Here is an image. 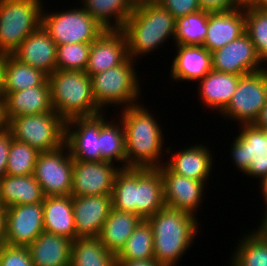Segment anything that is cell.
Listing matches in <instances>:
<instances>
[{"instance_id":"1","label":"cell","mask_w":267,"mask_h":266,"mask_svg":"<svg viewBox=\"0 0 267 266\" xmlns=\"http://www.w3.org/2000/svg\"><path fill=\"white\" fill-rule=\"evenodd\" d=\"M111 196L112 208L134 213L143 220L166 206L158 168H121Z\"/></svg>"},{"instance_id":"2","label":"cell","mask_w":267,"mask_h":266,"mask_svg":"<svg viewBox=\"0 0 267 266\" xmlns=\"http://www.w3.org/2000/svg\"><path fill=\"white\" fill-rule=\"evenodd\" d=\"M146 108L136 104L119 111L125 132L127 168H160L165 164L160 162L164 151L161 127Z\"/></svg>"},{"instance_id":"3","label":"cell","mask_w":267,"mask_h":266,"mask_svg":"<svg viewBox=\"0 0 267 266\" xmlns=\"http://www.w3.org/2000/svg\"><path fill=\"white\" fill-rule=\"evenodd\" d=\"M121 30L127 40L128 56L135 61L170 37L174 40L176 19L157 1H143L136 3Z\"/></svg>"},{"instance_id":"4","label":"cell","mask_w":267,"mask_h":266,"mask_svg":"<svg viewBox=\"0 0 267 266\" xmlns=\"http://www.w3.org/2000/svg\"><path fill=\"white\" fill-rule=\"evenodd\" d=\"M154 235V258L162 266H176L194 243L197 218L187 212L165 206L146 219Z\"/></svg>"},{"instance_id":"5","label":"cell","mask_w":267,"mask_h":266,"mask_svg":"<svg viewBox=\"0 0 267 266\" xmlns=\"http://www.w3.org/2000/svg\"><path fill=\"white\" fill-rule=\"evenodd\" d=\"M48 81L53 109L64 121L103 112L94 100L91 79L85 72L56 69Z\"/></svg>"},{"instance_id":"6","label":"cell","mask_w":267,"mask_h":266,"mask_svg":"<svg viewBox=\"0 0 267 266\" xmlns=\"http://www.w3.org/2000/svg\"><path fill=\"white\" fill-rule=\"evenodd\" d=\"M42 0H0V53L12 55L42 26Z\"/></svg>"},{"instance_id":"7","label":"cell","mask_w":267,"mask_h":266,"mask_svg":"<svg viewBox=\"0 0 267 266\" xmlns=\"http://www.w3.org/2000/svg\"><path fill=\"white\" fill-rule=\"evenodd\" d=\"M134 65L128 57L122 64L90 77L92 94L101 110L112 104H125L122 108L138 104L141 90Z\"/></svg>"},{"instance_id":"8","label":"cell","mask_w":267,"mask_h":266,"mask_svg":"<svg viewBox=\"0 0 267 266\" xmlns=\"http://www.w3.org/2000/svg\"><path fill=\"white\" fill-rule=\"evenodd\" d=\"M14 140L39 152L53 151L64 145L65 121L55 112L21 115L8 121Z\"/></svg>"},{"instance_id":"9","label":"cell","mask_w":267,"mask_h":266,"mask_svg":"<svg viewBox=\"0 0 267 266\" xmlns=\"http://www.w3.org/2000/svg\"><path fill=\"white\" fill-rule=\"evenodd\" d=\"M44 11L42 26L57 45L92 43L106 30L82 7L58 13Z\"/></svg>"},{"instance_id":"10","label":"cell","mask_w":267,"mask_h":266,"mask_svg":"<svg viewBox=\"0 0 267 266\" xmlns=\"http://www.w3.org/2000/svg\"><path fill=\"white\" fill-rule=\"evenodd\" d=\"M267 102V68L243 75L229 104L221 112L239 124H254Z\"/></svg>"},{"instance_id":"11","label":"cell","mask_w":267,"mask_h":266,"mask_svg":"<svg viewBox=\"0 0 267 266\" xmlns=\"http://www.w3.org/2000/svg\"><path fill=\"white\" fill-rule=\"evenodd\" d=\"M231 145V158L239 171L261 181L267 177V131L243 124Z\"/></svg>"},{"instance_id":"12","label":"cell","mask_w":267,"mask_h":266,"mask_svg":"<svg viewBox=\"0 0 267 266\" xmlns=\"http://www.w3.org/2000/svg\"><path fill=\"white\" fill-rule=\"evenodd\" d=\"M72 174L73 159L65 144L57 150L40 152L34 177L45 197L71 195Z\"/></svg>"},{"instance_id":"13","label":"cell","mask_w":267,"mask_h":266,"mask_svg":"<svg viewBox=\"0 0 267 266\" xmlns=\"http://www.w3.org/2000/svg\"><path fill=\"white\" fill-rule=\"evenodd\" d=\"M100 128L101 113L65 121L64 144L73 160L100 162Z\"/></svg>"},{"instance_id":"14","label":"cell","mask_w":267,"mask_h":266,"mask_svg":"<svg viewBox=\"0 0 267 266\" xmlns=\"http://www.w3.org/2000/svg\"><path fill=\"white\" fill-rule=\"evenodd\" d=\"M43 231V202L5 209L4 244L28 247Z\"/></svg>"},{"instance_id":"15","label":"cell","mask_w":267,"mask_h":266,"mask_svg":"<svg viewBox=\"0 0 267 266\" xmlns=\"http://www.w3.org/2000/svg\"><path fill=\"white\" fill-rule=\"evenodd\" d=\"M120 166L108 161L84 162L73 160L71 196L112 195Z\"/></svg>"},{"instance_id":"16","label":"cell","mask_w":267,"mask_h":266,"mask_svg":"<svg viewBox=\"0 0 267 266\" xmlns=\"http://www.w3.org/2000/svg\"><path fill=\"white\" fill-rule=\"evenodd\" d=\"M211 53L212 69L215 71L243 76L264 69L246 33Z\"/></svg>"},{"instance_id":"17","label":"cell","mask_w":267,"mask_h":266,"mask_svg":"<svg viewBox=\"0 0 267 266\" xmlns=\"http://www.w3.org/2000/svg\"><path fill=\"white\" fill-rule=\"evenodd\" d=\"M158 169L163 180L165 205L196 217L204 195V182L173 173L165 164Z\"/></svg>"},{"instance_id":"18","label":"cell","mask_w":267,"mask_h":266,"mask_svg":"<svg viewBox=\"0 0 267 266\" xmlns=\"http://www.w3.org/2000/svg\"><path fill=\"white\" fill-rule=\"evenodd\" d=\"M77 238L99 237L112 209L111 195L72 196Z\"/></svg>"},{"instance_id":"19","label":"cell","mask_w":267,"mask_h":266,"mask_svg":"<svg viewBox=\"0 0 267 266\" xmlns=\"http://www.w3.org/2000/svg\"><path fill=\"white\" fill-rule=\"evenodd\" d=\"M127 40L121 29H106L91 43L86 70L90 77L122 64L128 58Z\"/></svg>"},{"instance_id":"20","label":"cell","mask_w":267,"mask_h":266,"mask_svg":"<svg viewBox=\"0 0 267 266\" xmlns=\"http://www.w3.org/2000/svg\"><path fill=\"white\" fill-rule=\"evenodd\" d=\"M12 56L49 76L56 70L57 44L41 26L23 40Z\"/></svg>"},{"instance_id":"21","label":"cell","mask_w":267,"mask_h":266,"mask_svg":"<svg viewBox=\"0 0 267 266\" xmlns=\"http://www.w3.org/2000/svg\"><path fill=\"white\" fill-rule=\"evenodd\" d=\"M245 33V6L225 12H209L207 35L203 43L213 52Z\"/></svg>"},{"instance_id":"22","label":"cell","mask_w":267,"mask_h":266,"mask_svg":"<svg viewBox=\"0 0 267 266\" xmlns=\"http://www.w3.org/2000/svg\"><path fill=\"white\" fill-rule=\"evenodd\" d=\"M5 115L11 118L21 115L50 113L54 111L50 85H40L17 92H2Z\"/></svg>"},{"instance_id":"23","label":"cell","mask_w":267,"mask_h":266,"mask_svg":"<svg viewBox=\"0 0 267 266\" xmlns=\"http://www.w3.org/2000/svg\"><path fill=\"white\" fill-rule=\"evenodd\" d=\"M170 149L166 148V153L169 152L172 156L170 160H166L165 165L173 173L204 183L209 179L214 159L207 146L195 144L175 153H172Z\"/></svg>"},{"instance_id":"24","label":"cell","mask_w":267,"mask_h":266,"mask_svg":"<svg viewBox=\"0 0 267 266\" xmlns=\"http://www.w3.org/2000/svg\"><path fill=\"white\" fill-rule=\"evenodd\" d=\"M176 48L170 69L173 81H200L212 70V53L205 47L176 44Z\"/></svg>"},{"instance_id":"25","label":"cell","mask_w":267,"mask_h":266,"mask_svg":"<svg viewBox=\"0 0 267 266\" xmlns=\"http://www.w3.org/2000/svg\"><path fill=\"white\" fill-rule=\"evenodd\" d=\"M72 240L43 231L29 246L34 266H70Z\"/></svg>"},{"instance_id":"26","label":"cell","mask_w":267,"mask_h":266,"mask_svg":"<svg viewBox=\"0 0 267 266\" xmlns=\"http://www.w3.org/2000/svg\"><path fill=\"white\" fill-rule=\"evenodd\" d=\"M44 231L76 239L72 196H48L43 201Z\"/></svg>"},{"instance_id":"27","label":"cell","mask_w":267,"mask_h":266,"mask_svg":"<svg viewBox=\"0 0 267 266\" xmlns=\"http://www.w3.org/2000/svg\"><path fill=\"white\" fill-rule=\"evenodd\" d=\"M241 76L211 70L199 81L202 103L221 113L229 104Z\"/></svg>"},{"instance_id":"28","label":"cell","mask_w":267,"mask_h":266,"mask_svg":"<svg viewBox=\"0 0 267 266\" xmlns=\"http://www.w3.org/2000/svg\"><path fill=\"white\" fill-rule=\"evenodd\" d=\"M45 195L34 175L0 178V206L7 209L14 205L43 202Z\"/></svg>"},{"instance_id":"29","label":"cell","mask_w":267,"mask_h":266,"mask_svg":"<svg viewBox=\"0 0 267 266\" xmlns=\"http://www.w3.org/2000/svg\"><path fill=\"white\" fill-rule=\"evenodd\" d=\"M142 220L139 215L112 208L98 238L116 256Z\"/></svg>"},{"instance_id":"30","label":"cell","mask_w":267,"mask_h":266,"mask_svg":"<svg viewBox=\"0 0 267 266\" xmlns=\"http://www.w3.org/2000/svg\"><path fill=\"white\" fill-rule=\"evenodd\" d=\"M81 3L105 29H122L136 5L135 0H83Z\"/></svg>"},{"instance_id":"31","label":"cell","mask_w":267,"mask_h":266,"mask_svg":"<svg viewBox=\"0 0 267 266\" xmlns=\"http://www.w3.org/2000/svg\"><path fill=\"white\" fill-rule=\"evenodd\" d=\"M40 85H50L47 74L20 62L12 55H6L3 92H17Z\"/></svg>"},{"instance_id":"32","label":"cell","mask_w":267,"mask_h":266,"mask_svg":"<svg viewBox=\"0 0 267 266\" xmlns=\"http://www.w3.org/2000/svg\"><path fill=\"white\" fill-rule=\"evenodd\" d=\"M105 113H101L100 128V161H108L111 163L121 164V168H127L125 132L124 126L119 118L118 122L106 121ZM119 161V162H118Z\"/></svg>"},{"instance_id":"33","label":"cell","mask_w":267,"mask_h":266,"mask_svg":"<svg viewBox=\"0 0 267 266\" xmlns=\"http://www.w3.org/2000/svg\"><path fill=\"white\" fill-rule=\"evenodd\" d=\"M70 266H117L116 256L98 237L77 238L72 242Z\"/></svg>"},{"instance_id":"34","label":"cell","mask_w":267,"mask_h":266,"mask_svg":"<svg viewBox=\"0 0 267 266\" xmlns=\"http://www.w3.org/2000/svg\"><path fill=\"white\" fill-rule=\"evenodd\" d=\"M232 254L231 266H267V235L246 233Z\"/></svg>"},{"instance_id":"35","label":"cell","mask_w":267,"mask_h":266,"mask_svg":"<svg viewBox=\"0 0 267 266\" xmlns=\"http://www.w3.org/2000/svg\"><path fill=\"white\" fill-rule=\"evenodd\" d=\"M208 11L200 10L176 19L174 43L202 46L207 35Z\"/></svg>"},{"instance_id":"36","label":"cell","mask_w":267,"mask_h":266,"mask_svg":"<svg viewBox=\"0 0 267 266\" xmlns=\"http://www.w3.org/2000/svg\"><path fill=\"white\" fill-rule=\"evenodd\" d=\"M153 230L147 220H142L116 255V260H146L154 258Z\"/></svg>"},{"instance_id":"37","label":"cell","mask_w":267,"mask_h":266,"mask_svg":"<svg viewBox=\"0 0 267 266\" xmlns=\"http://www.w3.org/2000/svg\"><path fill=\"white\" fill-rule=\"evenodd\" d=\"M245 33L254 44L258 58L267 64V11L245 6Z\"/></svg>"},{"instance_id":"38","label":"cell","mask_w":267,"mask_h":266,"mask_svg":"<svg viewBox=\"0 0 267 266\" xmlns=\"http://www.w3.org/2000/svg\"><path fill=\"white\" fill-rule=\"evenodd\" d=\"M40 152L26 143L12 140L9 149L6 174L10 176L34 175Z\"/></svg>"},{"instance_id":"39","label":"cell","mask_w":267,"mask_h":266,"mask_svg":"<svg viewBox=\"0 0 267 266\" xmlns=\"http://www.w3.org/2000/svg\"><path fill=\"white\" fill-rule=\"evenodd\" d=\"M91 43L57 45L56 69L65 71L86 70Z\"/></svg>"},{"instance_id":"40","label":"cell","mask_w":267,"mask_h":266,"mask_svg":"<svg viewBox=\"0 0 267 266\" xmlns=\"http://www.w3.org/2000/svg\"><path fill=\"white\" fill-rule=\"evenodd\" d=\"M0 266H34L28 247L0 245Z\"/></svg>"},{"instance_id":"41","label":"cell","mask_w":267,"mask_h":266,"mask_svg":"<svg viewBox=\"0 0 267 266\" xmlns=\"http://www.w3.org/2000/svg\"><path fill=\"white\" fill-rule=\"evenodd\" d=\"M165 7L175 19L201 10L198 0H156Z\"/></svg>"},{"instance_id":"42","label":"cell","mask_w":267,"mask_h":266,"mask_svg":"<svg viewBox=\"0 0 267 266\" xmlns=\"http://www.w3.org/2000/svg\"><path fill=\"white\" fill-rule=\"evenodd\" d=\"M201 10L225 12L242 7L236 0H198Z\"/></svg>"},{"instance_id":"43","label":"cell","mask_w":267,"mask_h":266,"mask_svg":"<svg viewBox=\"0 0 267 266\" xmlns=\"http://www.w3.org/2000/svg\"><path fill=\"white\" fill-rule=\"evenodd\" d=\"M13 136L7 128L0 132V178L6 175L7 159Z\"/></svg>"},{"instance_id":"44","label":"cell","mask_w":267,"mask_h":266,"mask_svg":"<svg viewBox=\"0 0 267 266\" xmlns=\"http://www.w3.org/2000/svg\"><path fill=\"white\" fill-rule=\"evenodd\" d=\"M117 266H162L155 258L146 260H116Z\"/></svg>"},{"instance_id":"45","label":"cell","mask_w":267,"mask_h":266,"mask_svg":"<svg viewBox=\"0 0 267 266\" xmlns=\"http://www.w3.org/2000/svg\"><path fill=\"white\" fill-rule=\"evenodd\" d=\"M254 125L267 131V102L262 107L259 116L254 122Z\"/></svg>"},{"instance_id":"46","label":"cell","mask_w":267,"mask_h":266,"mask_svg":"<svg viewBox=\"0 0 267 266\" xmlns=\"http://www.w3.org/2000/svg\"><path fill=\"white\" fill-rule=\"evenodd\" d=\"M8 128V120L5 115V102L2 97H0V132Z\"/></svg>"},{"instance_id":"47","label":"cell","mask_w":267,"mask_h":266,"mask_svg":"<svg viewBox=\"0 0 267 266\" xmlns=\"http://www.w3.org/2000/svg\"><path fill=\"white\" fill-rule=\"evenodd\" d=\"M5 233V208L0 206V245L4 244Z\"/></svg>"},{"instance_id":"48","label":"cell","mask_w":267,"mask_h":266,"mask_svg":"<svg viewBox=\"0 0 267 266\" xmlns=\"http://www.w3.org/2000/svg\"><path fill=\"white\" fill-rule=\"evenodd\" d=\"M5 57H6V54L0 53V97H2V92H3Z\"/></svg>"},{"instance_id":"49","label":"cell","mask_w":267,"mask_h":266,"mask_svg":"<svg viewBox=\"0 0 267 266\" xmlns=\"http://www.w3.org/2000/svg\"><path fill=\"white\" fill-rule=\"evenodd\" d=\"M264 198V203L265 205H267V197H263ZM265 215L262 218V222L261 225L259 224L258 228H256L257 230H254L256 232H260V233H265L267 231V206H266V210H265Z\"/></svg>"},{"instance_id":"50","label":"cell","mask_w":267,"mask_h":266,"mask_svg":"<svg viewBox=\"0 0 267 266\" xmlns=\"http://www.w3.org/2000/svg\"><path fill=\"white\" fill-rule=\"evenodd\" d=\"M252 6L259 10L267 11V0H256Z\"/></svg>"},{"instance_id":"51","label":"cell","mask_w":267,"mask_h":266,"mask_svg":"<svg viewBox=\"0 0 267 266\" xmlns=\"http://www.w3.org/2000/svg\"><path fill=\"white\" fill-rule=\"evenodd\" d=\"M260 187L262 188L261 191H262V197H267V177L265 179H263L261 182H260Z\"/></svg>"},{"instance_id":"52","label":"cell","mask_w":267,"mask_h":266,"mask_svg":"<svg viewBox=\"0 0 267 266\" xmlns=\"http://www.w3.org/2000/svg\"><path fill=\"white\" fill-rule=\"evenodd\" d=\"M242 7L253 5L256 0H236Z\"/></svg>"},{"instance_id":"53","label":"cell","mask_w":267,"mask_h":266,"mask_svg":"<svg viewBox=\"0 0 267 266\" xmlns=\"http://www.w3.org/2000/svg\"><path fill=\"white\" fill-rule=\"evenodd\" d=\"M143 1H156V0H140V2H143Z\"/></svg>"}]
</instances>
